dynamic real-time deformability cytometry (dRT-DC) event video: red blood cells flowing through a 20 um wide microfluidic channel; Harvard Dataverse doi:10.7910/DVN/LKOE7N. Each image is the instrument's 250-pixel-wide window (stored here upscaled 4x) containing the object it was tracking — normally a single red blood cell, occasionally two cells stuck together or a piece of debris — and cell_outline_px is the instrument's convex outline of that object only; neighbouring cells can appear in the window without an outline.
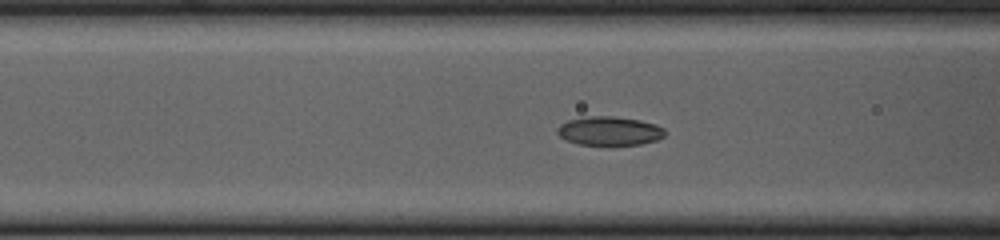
{"species": "common noctule bat (a hibernating species)", "species_latin": "Nyctalus noctula", "temperature_condition": "cold", "stored_images_in_passage": 56, "camera_frame_rate_fps": 3000, "um_per_image_px": 0.085, "animal": {"sex": "female", "body_mass_g": 23.0, "forearm_length_mm": 53.4}, "frame": {"image": 1, "passage_image": 21, "time_ms": 6.667, "image_size_px": [1000, 240], "cell_outline_px": [[664, 136], [656, 140], [640, 144], [580, 144], [568, 140], [560, 136], [556, 132], [556, 128], [560, 124], [568, 120], [592, 116], [612, 116], [640, 120], [656, 124], [664, 128]], "centroid_in_image_um": [51.8, 11.11], "position_along_channel_um": 114.8, "area_um2": 17.8}}
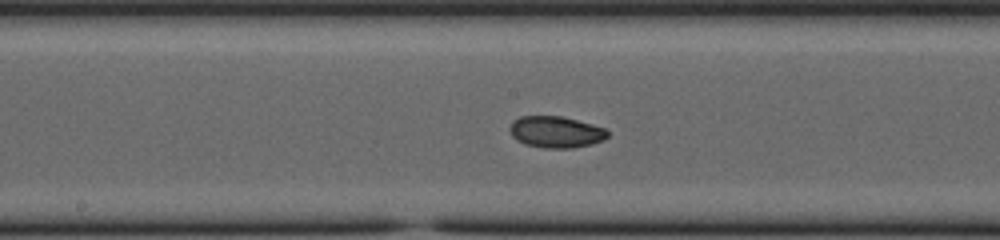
{"frame": {"image": 2, "passage_image": 28, "time_ms": 9.0, "image_size_px": [1000, 240], "cell_outline_px": [[608, 136], [604, 140], [592, 144], [572, 148], [544, 148], [524, 144], [516, 140], [512, 136], [508, 128], [520, 116], [560, 116], [592, 124], [604, 128], [608, 132]], "centroid_in_image_um": [47.25, 11.23], "position_along_channel_um": 201.0, "area_um2": 17.92}}
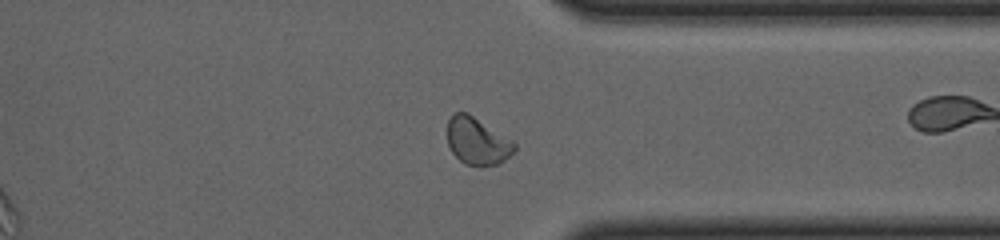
{"frame": {"image": 3, "passage_image": 42, "time_ms": 13.667, "image_size_px": [1000, 240], "cell_outline_px": [[516, 148], [504, 160], [496, 164], [464, 164], [452, 152], [448, 144], [448, 120], [456, 112], [468, 112], [512, 140], [516, 144]], "centroid_in_image_um": [40.56, 11.96], "position_along_channel_um": 370.8, "area_um2": 18.03}, "authors_computed_cell_mechanics": {"area_um2": 18.207, "velocity_mm_per_s": 3.6971, "shape_relaxation_time_tau1_ms": 3.2259, "shape_relaxation_time_tau2_ms": 2.8588, "deformation_change_tau1": 0.0911, "deformation_change_tau2": 0.0612}}